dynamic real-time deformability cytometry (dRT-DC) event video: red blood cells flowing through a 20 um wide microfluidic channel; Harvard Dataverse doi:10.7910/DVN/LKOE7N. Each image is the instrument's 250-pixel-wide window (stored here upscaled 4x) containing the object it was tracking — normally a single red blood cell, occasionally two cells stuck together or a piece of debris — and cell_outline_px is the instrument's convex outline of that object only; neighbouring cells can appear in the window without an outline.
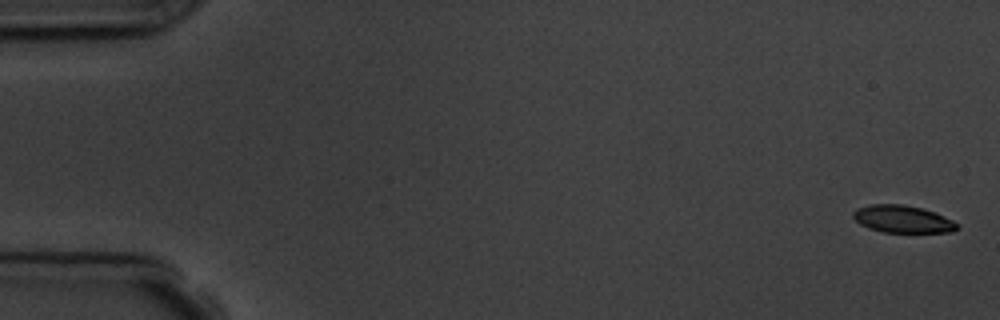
{"species": "common noctule bat (a hibernating species)", "species_latin": "Nyctalus noctula", "temperature_condition": "room temperature", "stored_images_in_passage": 11, "camera_frame_rate_fps": 3000, "um_per_image_px": 0.085, "animal": {"sex": "male", "body_mass_g": 19.5, "forearm_length_mm": 54.6}, "frame": {"image": 1, "passage_image": 1, "time_ms": 0.0, "image_size_px": [1000, 320], "cell_outline_px": [[960, 228], [952, 232], [884, 232], [868, 228], [860, 224], [852, 216], [852, 212], [856, 208], [872, 204], [904, 204], [920, 208], [944, 216], [960, 224]], "centroid_in_image_um": [76.72, 18.62], "position_along_channel_um": 8.3, "area_um2": 16.59}}
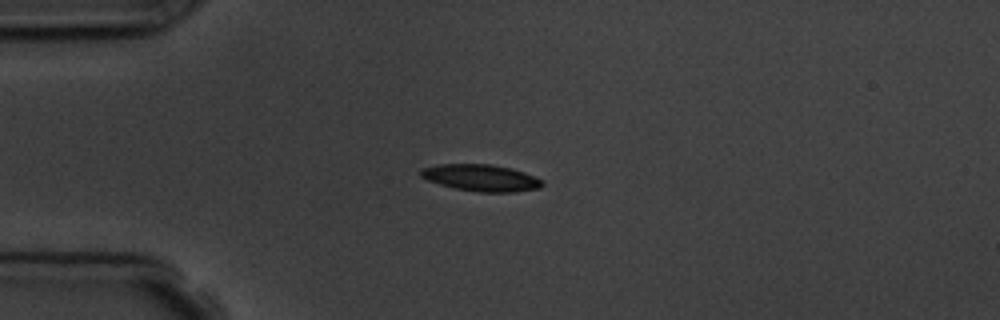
{"frame": {"image": 2, "passage_image": 4, "time_ms": 4.333, "image_size_px": [1000, 320], "cell_outline_px": [[544, 184], [540, 188], [516, 192], [480, 192], [456, 188], [440, 184], [428, 180], [420, 176], [420, 172], [424, 168], [440, 164], [492, 164], [512, 168], [536, 176], [544, 180]], "centroid_in_image_um": [40.97, 15.11], "position_along_channel_um": 44.0, "area_um2": 18.96}}
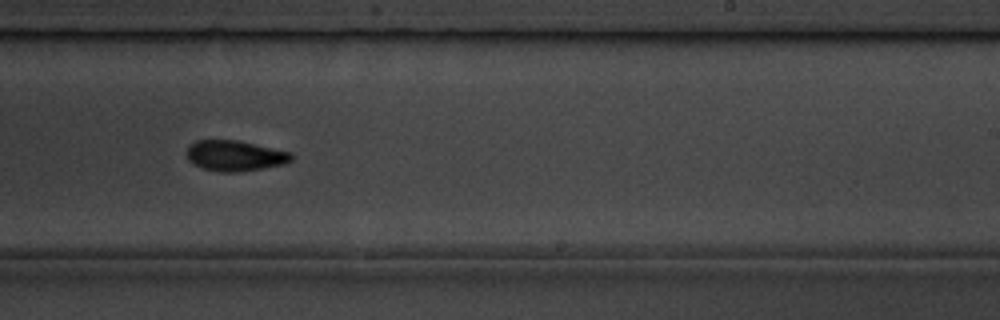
{"frame": {"image": 3, "passage_image": 10, "time_ms": 11.0, "image_size_px": [1000, 320], "cell_outline_px": [[292, 160], [284, 164], [264, 168], [240, 172], [220, 172], [204, 168], [192, 164], [188, 160], [184, 152], [188, 144], [196, 140], [236, 140], [292, 152]], "centroid_in_image_um": [19.92, 13.23], "position_along_channel_um": 269.1, "area_um2": 18.9}}